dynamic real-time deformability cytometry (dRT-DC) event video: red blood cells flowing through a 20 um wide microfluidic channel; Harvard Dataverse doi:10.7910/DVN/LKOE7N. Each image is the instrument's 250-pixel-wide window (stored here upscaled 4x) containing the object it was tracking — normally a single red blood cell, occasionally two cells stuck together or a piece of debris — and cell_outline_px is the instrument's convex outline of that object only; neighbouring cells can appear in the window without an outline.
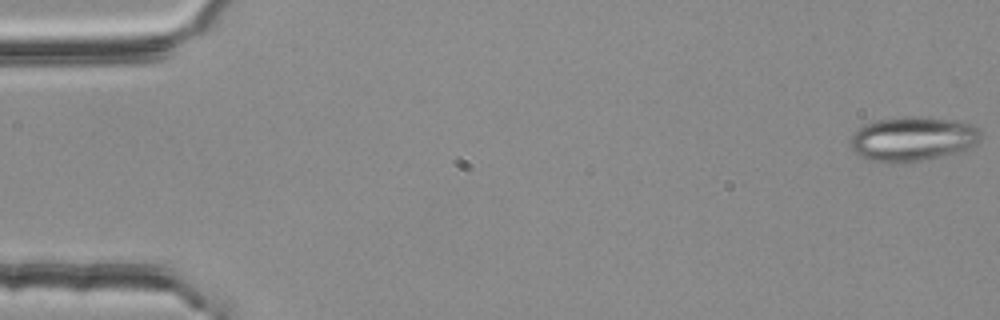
{"species": "common noctule bat (a hibernating species)", "species_latin": "Nyctalus noctula", "temperature_condition": "room temperature", "stored_images_in_passage": 3, "camera_frame_rate_fps": 3000, "um_per_image_px": 0.085, "animal": {"sex": "female", "body_mass_g": 25.1}, "frame": {"image": 1, "passage_image": 1, "time_ms": 0.0, "image_size_px": [1000, 320], "cell_outline_px": [[984, 132], [980, 140], [972, 148], [956, 152], [920, 160], [896, 164], [888, 164], [868, 160], [856, 156], [848, 140], [864, 124], [876, 120], [904, 116], [920, 116], [960, 120], [976, 124]], "centroid_in_image_um": [77.61, 11.79], "position_along_channel_um": 7.4, "area_um2": 34.68}}